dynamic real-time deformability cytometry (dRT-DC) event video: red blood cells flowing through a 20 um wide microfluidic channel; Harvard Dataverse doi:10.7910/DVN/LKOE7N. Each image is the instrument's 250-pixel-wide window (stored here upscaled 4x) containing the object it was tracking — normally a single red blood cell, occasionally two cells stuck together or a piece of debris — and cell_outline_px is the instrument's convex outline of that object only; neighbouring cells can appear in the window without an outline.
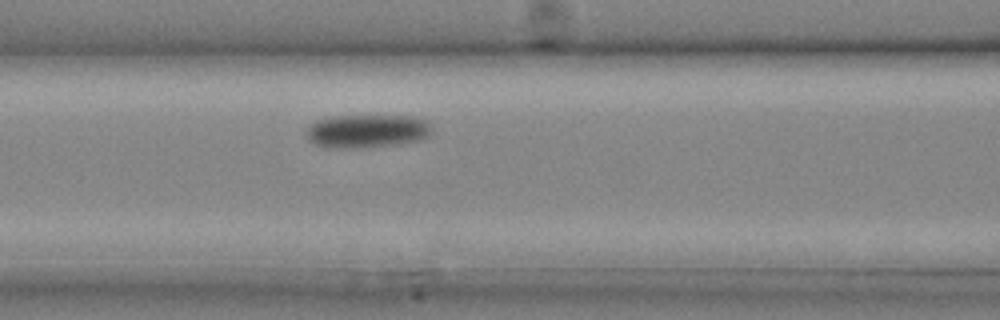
{"species": "common noctule bat (a hibernating species)", "species_latin": "Nyctalus noctula", "temperature_condition": "cold", "stored_images_in_passage": 17, "camera_frame_rate_fps": 3000, "um_per_image_px": 0.085, "animal": {"sex": "male", "body_mass_g": 20.4}, "frame": {"image": 1, "passage_image": 5, "time_ms": 1.333, "image_size_px": [1000, 320], "cell_outline_px": [[432, 132], [428, 136], [420, 140], [392, 144], [348, 148], [344, 148], [316, 144], [308, 140], [308, 128], [316, 120], [328, 116], [412, 116], [428, 120], [432, 124]], "centroid_in_image_um": [31.26, 11.11], "position_along_channel_um": 135.3, "area_um2": 24.04}}
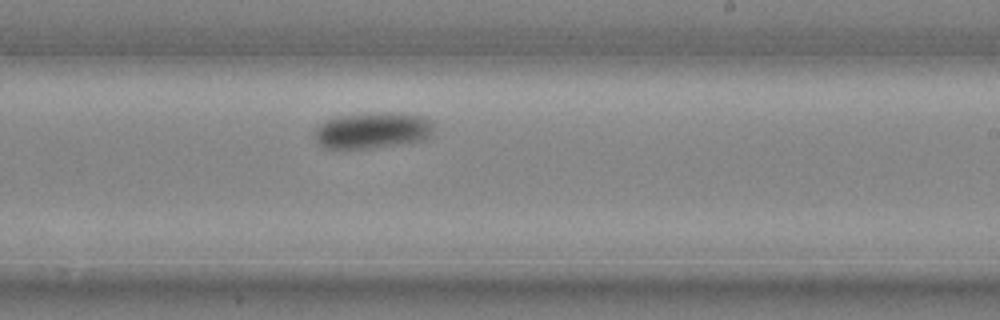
{"frame": {"image": 2, "passage_image": 10, "time_ms": 3.0, "image_size_px": [1000, 320], "cell_outline_px": [[432, 136], [424, 140], [400, 144], [372, 148], [324, 148], [316, 140], [316, 128], [324, 120], [340, 116], [368, 112], [396, 112], [420, 116], [432, 120]], "centroid_in_image_um": [31.69, 11.07], "position_along_channel_um": 257.3, "area_um2": 25.26}}
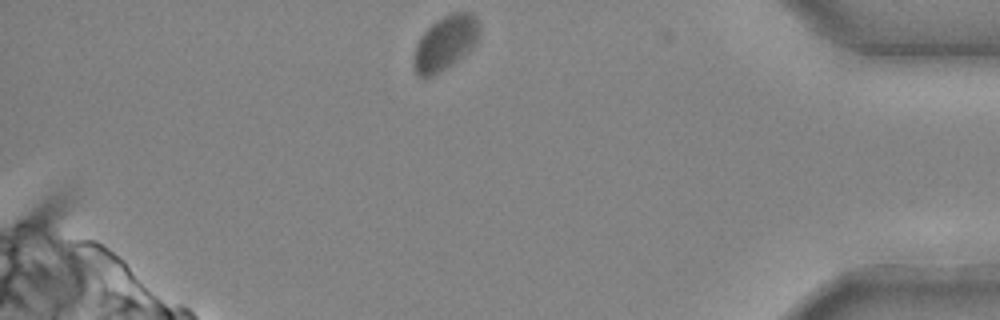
{"frame": {"image": 3, "passage_image": 17, "time_ms": 5.333, "image_size_px": [1000, 320], "cell_outline_px": [[480, 36], [476, 44], [472, 48], [452, 64], [432, 76], [420, 76], [416, 72], [412, 64], [412, 60], [416, 44], [420, 36], [432, 24], [444, 16], [452, 12], [468, 12], [476, 16], [480, 24]], "centroid_in_image_um": [37.87, 3.63], "position_along_channel_um": 397.3, "area_um2": 20.81}}